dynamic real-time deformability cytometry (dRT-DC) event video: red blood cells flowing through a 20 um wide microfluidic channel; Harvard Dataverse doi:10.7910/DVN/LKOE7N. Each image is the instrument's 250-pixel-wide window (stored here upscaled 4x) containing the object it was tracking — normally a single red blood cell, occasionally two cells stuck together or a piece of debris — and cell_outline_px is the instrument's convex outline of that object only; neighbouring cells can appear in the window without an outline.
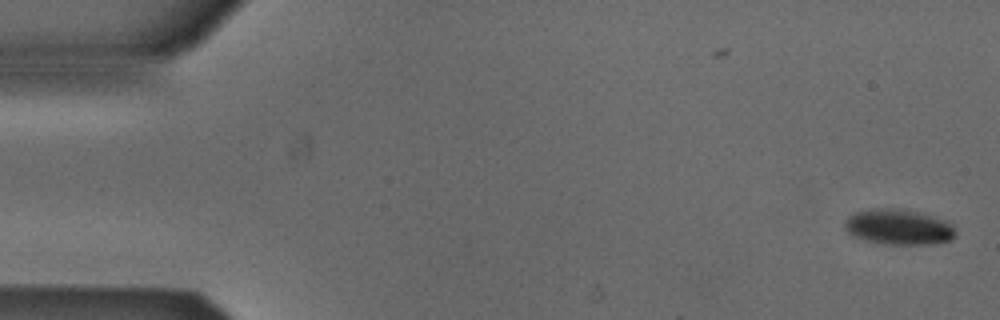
{"species": "Egyptian fruit bat (a non-hibernating species)", "species_latin": "Rousettus aegyptiacus", "temperature_condition": "cold", "stored_images_in_passage": 2, "camera_frame_rate_fps": 3000, "um_per_image_px": 0.085, "animal": {"sex": "male"}, "frame": {"image": 1, "passage_image": 2, "time_ms": 0.333, "image_size_px": [1000, 320], "cell_outline_px": [[956, 236], [952, 240], [936, 244], [884, 244], [852, 236], [844, 228], [844, 220], [848, 216], [856, 212], [872, 208], [900, 208], [916, 212], [944, 220], [956, 232]], "centroid_in_image_um": [76.34, 19.3], "position_along_channel_um": 8.7, "area_um2": 22.83}}